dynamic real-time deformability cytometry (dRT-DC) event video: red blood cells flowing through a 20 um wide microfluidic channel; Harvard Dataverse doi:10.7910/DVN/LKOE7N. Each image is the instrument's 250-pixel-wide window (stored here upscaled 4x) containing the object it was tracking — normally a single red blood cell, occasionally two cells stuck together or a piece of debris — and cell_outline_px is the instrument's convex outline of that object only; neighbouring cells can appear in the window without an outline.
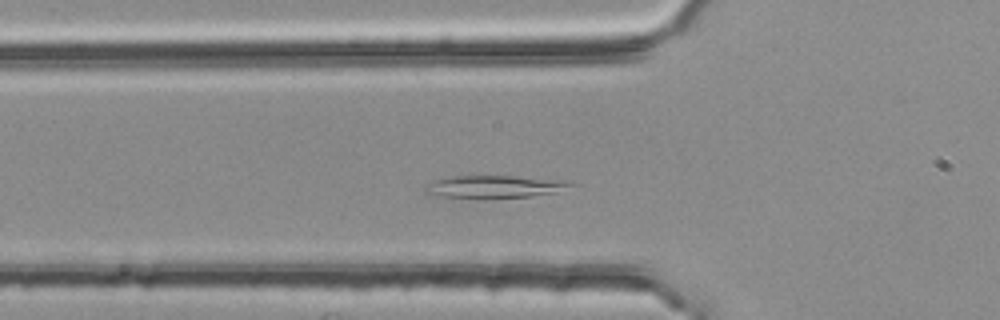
{"species": "common noctule bat (a hibernating species)", "species_latin": "Nyctalus noctula", "temperature_condition": "room temperature", "stored_images_in_passage": 37, "camera_frame_rate_fps": 3000, "um_per_image_px": 0.085, "animal": {"sex": "female", "body_mass_g": 25.1}, "frame": {"image": 1, "passage_image": 5, "time_ms": 1.333, "image_size_px": [1000, 320], "cell_outline_px": [[580, 184], [556, 192], [532, 196], [444, 196], [424, 192], [424, 188], [432, 180], [452, 176], [512, 176], [572, 180]], "centroid_in_image_um": [42.18, 15.82], "position_along_channel_um": 83.6, "area_um2": 18.55}}
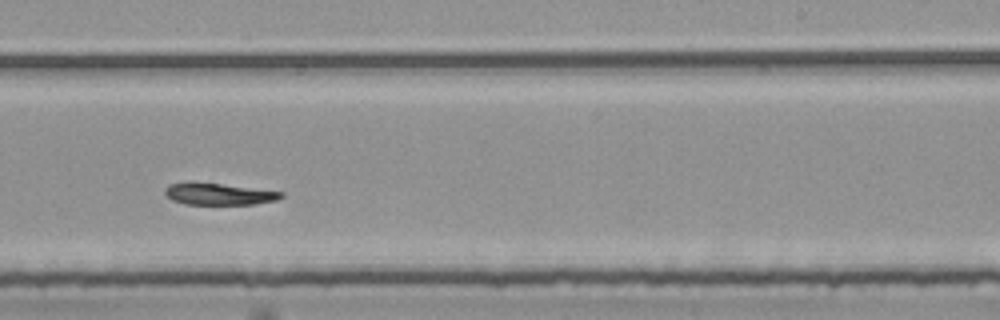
{"frame": {"image": 2, "passage_image": 20, "time_ms": 6.333, "image_size_px": [1000, 320], "cell_outline_px": [[284, 196], [276, 200], [256, 204], [184, 204], [172, 200], [164, 192], [164, 188], [168, 184], [220, 184], [284, 192]], "centroid_in_image_um": [18.64, 16.52], "position_along_channel_um": 270.4, "area_um2": 14.16}}
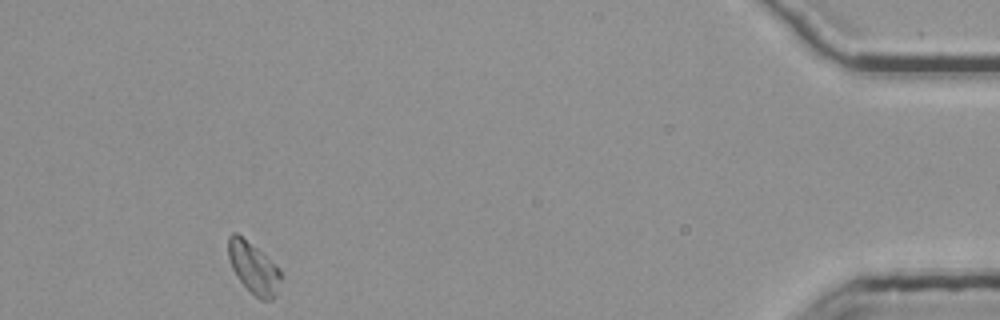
{"frame": {"image": 3, "passage_image": 37, "time_ms": 12.0, "image_size_px": [1000, 320], "cell_outline_px": [[280, 280], [276, 296], [272, 300], [260, 300], [240, 280], [232, 268], [228, 256], [228, 236], [232, 232], [236, 232], [276, 264], [280, 268]], "centroid_in_image_um": [21.55, 22.77], "position_along_channel_um": 413.7, "area_um2": 15.43}, "authors_computed_cell_mechanics": {"area_um2": 15.6638, "velocity_mm_per_s": 3.7353, "shape_relaxation_time_tau1_ms": 5.1255, "shape_relaxation_time_tau2_ms": null, "deformation_change_tau1": 0.1435, "deformation_change_tau2": null}}